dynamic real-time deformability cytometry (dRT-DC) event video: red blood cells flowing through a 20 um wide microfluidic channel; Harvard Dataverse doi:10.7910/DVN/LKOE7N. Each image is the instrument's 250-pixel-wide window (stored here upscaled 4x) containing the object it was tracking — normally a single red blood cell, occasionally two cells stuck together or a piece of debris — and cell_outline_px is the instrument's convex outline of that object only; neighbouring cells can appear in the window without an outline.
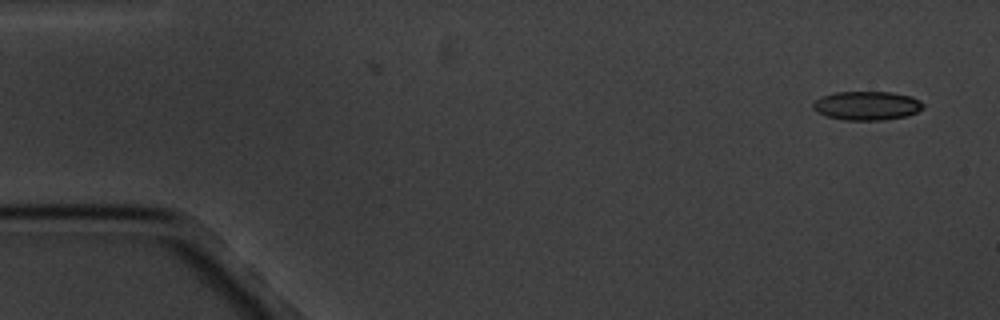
{"species": "common noctule bat (a hibernating species)", "species_latin": "Nyctalus noctula", "temperature_condition": "cold", "stored_images_in_passage": 5, "camera_frame_rate_fps": 3000, "um_per_image_px": 0.085, "animal": {"sex": "male", "body_mass_g": 20.1, "forearm_length_mm": 53.5}, "frame": {"image": 1, "passage_image": 1, "time_ms": 0.0, "image_size_px": [1000, 320], "cell_outline_px": [[924, 108], [908, 116], [884, 120], [844, 120], [828, 116], [812, 108], [812, 104], [816, 100], [824, 96], [836, 92], [892, 92], [912, 96], [920, 100], [924, 104]], "centroid_in_image_um": [73.75, 8.98], "position_along_channel_um": 11.3, "area_um2": 18.5}}
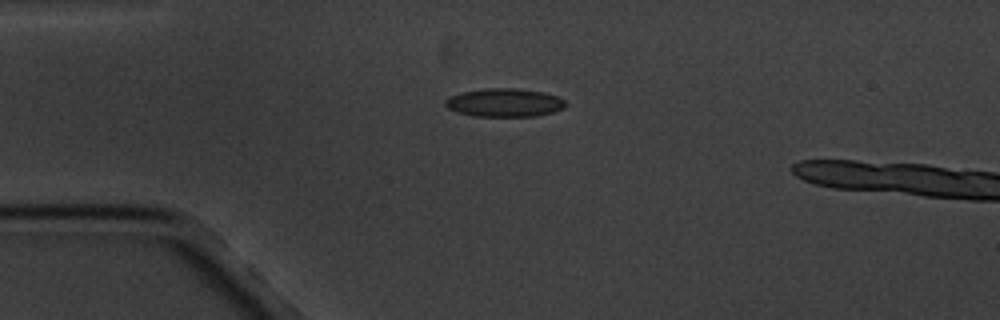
{"frame": {"image": 2, "passage_image": 4, "time_ms": 3.667, "image_size_px": [1000, 320], "cell_outline_px": [[564, 108], [552, 112], [536, 116], [472, 116], [456, 112], [448, 108], [444, 104], [444, 100], [452, 96], [464, 92], [488, 88], [516, 88], [544, 92], [556, 96], [564, 100]], "centroid_in_image_um": [42.86, 8.73], "position_along_channel_um": 42.1, "area_um2": 19.71}}